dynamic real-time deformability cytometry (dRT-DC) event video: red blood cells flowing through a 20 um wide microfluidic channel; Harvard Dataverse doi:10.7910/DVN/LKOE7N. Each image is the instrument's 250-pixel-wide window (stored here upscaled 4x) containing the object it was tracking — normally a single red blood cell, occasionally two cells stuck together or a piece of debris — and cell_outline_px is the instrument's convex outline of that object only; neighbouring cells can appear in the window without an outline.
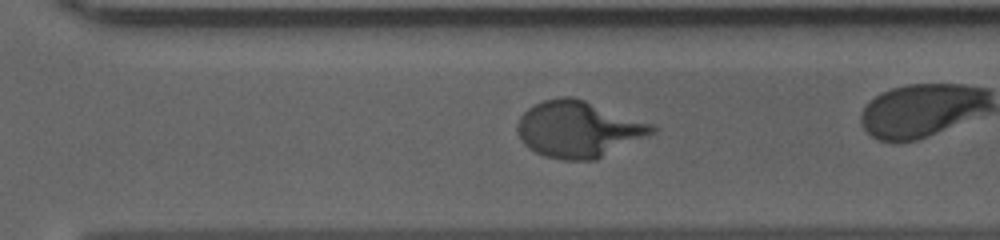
{"species": "human", "species_latin": "Homo sapiens", "temperature_condition": "cold", "stored_images_in_passage": 34, "camera_frame_rate_fps": 3000, "um_per_image_px": 0.085, "donor": {"sex": "male"}, "frame": {"image": 1, "passage_image": 29, "time_ms": 9.333, "image_size_px": [1000, 240], "cell_outline_px": [[656, 132], [596, 160], [564, 160], [544, 156], [528, 148], [520, 140], [516, 128], [516, 124], [520, 116], [528, 108], [544, 100], [560, 96], [572, 96], [584, 100], [652, 124], [656, 128]], "centroid_in_image_um": [49.13, 10.99], "position_along_channel_um": 321.5, "area_um2": 44.1}}